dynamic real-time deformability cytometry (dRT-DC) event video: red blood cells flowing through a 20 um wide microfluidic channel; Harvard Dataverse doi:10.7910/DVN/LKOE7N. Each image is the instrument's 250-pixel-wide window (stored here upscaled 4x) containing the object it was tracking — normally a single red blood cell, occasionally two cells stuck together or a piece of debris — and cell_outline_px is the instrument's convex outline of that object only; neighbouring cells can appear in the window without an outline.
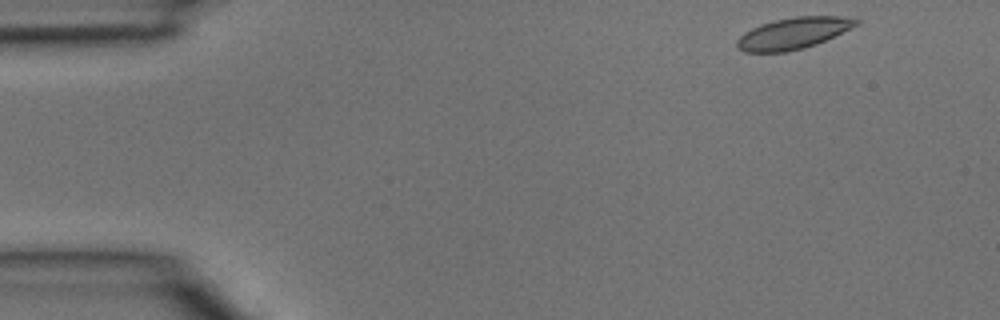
{"species": "common noctule bat (a hibernating species)", "species_latin": "Nyctalus noctula", "temperature_condition": "room temperature", "stored_images_in_passage": 3, "camera_frame_rate_fps": 3000, "um_per_image_px": 0.085, "animal": {"sex": "male", "body_mass_g": 15.6}, "frame": {"image": 1, "passage_image": 1, "time_ms": 0.0, "image_size_px": [1000, 320], "cell_outline_px": [[860, 24], [816, 44], [804, 48], [784, 52], [744, 52], [736, 48], [736, 40], [744, 32], [752, 28], [776, 20], [796, 16], [840, 16], [860, 20]], "centroid_in_image_um": [67.42, 2.83], "position_along_channel_um": 17.6, "area_um2": 21.68}}
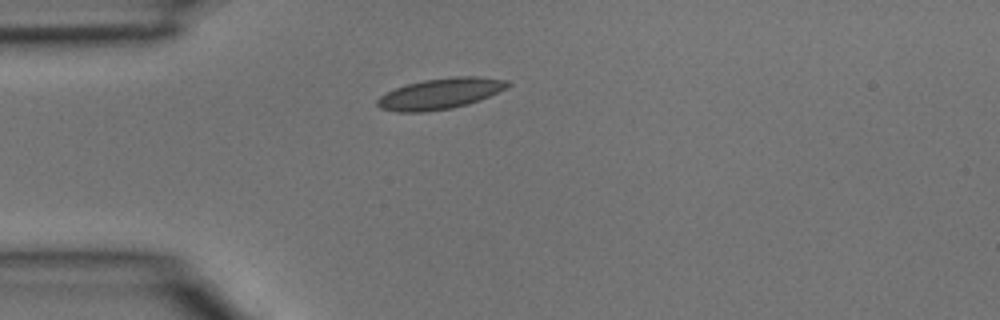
{"frame": {"image": 2, "passage_image": 3, "time_ms": 0.667, "image_size_px": [1000, 320], "cell_outline_px": [[512, 84], [480, 100], [468, 104], [452, 108], [424, 112], [396, 112], [380, 108], [376, 104], [376, 100], [380, 96], [396, 88], [408, 84], [424, 80], [452, 76], [476, 76], [508, 80]], "centroid_in_image_um": [37.41, 7.96], "position_along_channel_um": 47.6, "area_um2": 23.29}}